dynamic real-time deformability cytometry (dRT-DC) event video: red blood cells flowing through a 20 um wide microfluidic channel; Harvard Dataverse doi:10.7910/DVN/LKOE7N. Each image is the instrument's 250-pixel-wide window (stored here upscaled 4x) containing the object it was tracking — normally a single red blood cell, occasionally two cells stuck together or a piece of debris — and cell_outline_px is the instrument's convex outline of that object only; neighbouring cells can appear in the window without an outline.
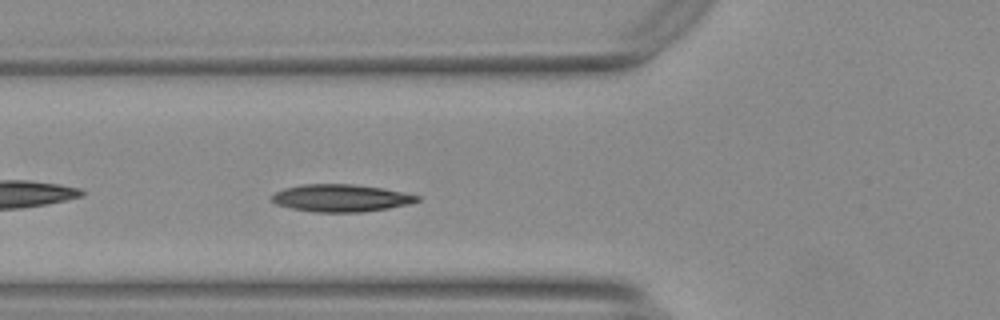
{"species": "Egyptian fruit bat (a non-hibernating species)", "species_latin": "Rousettus aegyptiacus", "temperature_condition": "warm", "stored_images_in_passage": 32, "camera_frame_rate_fps": 3000, "um_per_image_px": 0.085, "animal": {"sex": "female"}, "frame": {"image": 1, "passage_image": 5, "time_ms": 1.333, "image_size_px": [1000, 320], "cell_outline_px": [[420, 200], [408, 204], [388, 208], [360, 212], [316, 212], [292, 208], [276, 204], [268, 200], [276, 192], [284, 188], [304, 184], [352, 184], [384, 188], [404, 192], [420, 196]], "centroid_in_image_um": [28.97, 16.83], "position_along_channel_um": 96.8, "area_um2": 23.18}, "authors_computed_cell_mechanics": {"area_um2": 22.5131, "velocity_mm_per_s": 3.6835, "shape_relaxation_time_tau1_ms": 7.9966, "shape_relaxation_time_tau2_ms": null, "deformation_change_tau1": 0.1759, "deformation_change_tau2": null}}